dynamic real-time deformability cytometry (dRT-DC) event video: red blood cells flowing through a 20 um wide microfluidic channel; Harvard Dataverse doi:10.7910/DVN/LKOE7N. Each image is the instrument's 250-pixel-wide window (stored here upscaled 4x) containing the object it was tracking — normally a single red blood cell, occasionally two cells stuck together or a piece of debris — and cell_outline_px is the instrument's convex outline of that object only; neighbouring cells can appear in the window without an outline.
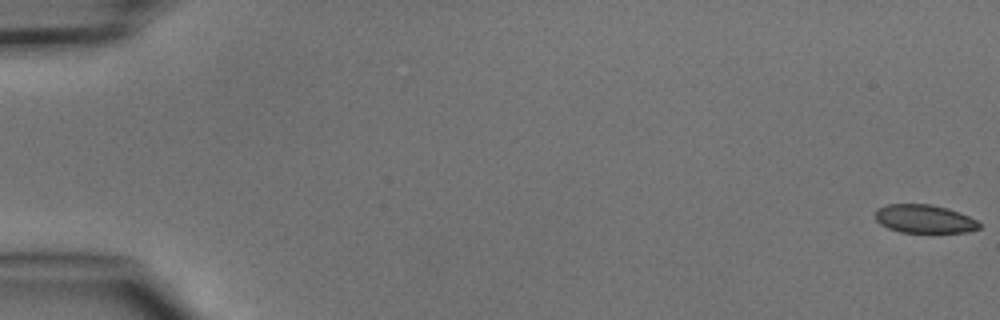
{"species": "common noctule bat (a hibernating species)", "species_latin": "Nyctalus noctula", "temperature_condition": "cold", "stored_images_in_passage": 5, "camera_frame_rate_fps": 3000, "um_per_image_px": 0.085, "animal": {"sex": "male", "body_mass_g": 15.6}, "frame": {"image": 1, "passage_image": 1, "time_ms": 0.0, "image_size_px": [1000, 320], "cell_outline_px": [[980, 228], [968, 232], [900, 232], [888, 228], [880, 224], [876, 220], [876, 208], [888, 204], [932, 204], [948, 208], [960, 212], [976, 220], [980, 224]], "centroid_in_image_um": [78.56, 18.6], "position_along_channel_um": 6.4, "area_um2": 17.22}}
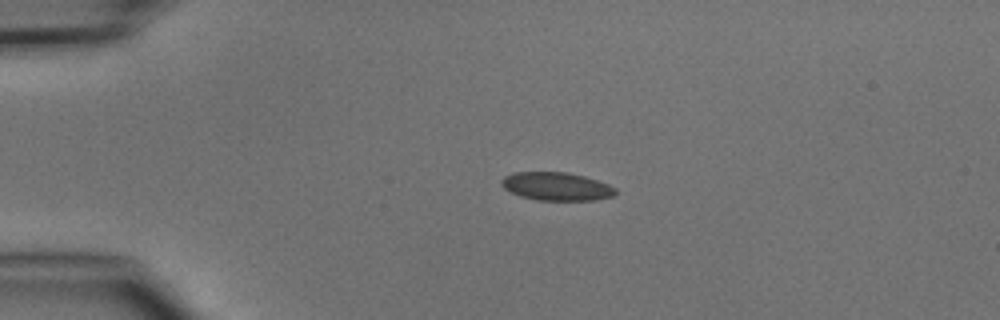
{"frame": {"image": 2, "passage_image": 4, "time_ms": 3.667, "image_size_px": [1000, 320], "cell_outline_px": [[616, 192], [612, 196], [592, 200], [536, 200], [520, 196], [504, 188], [500, 184], [500, 180], [504, 176], [512, 172], [564, 172], [584, 176], [608, 184], [616, 188]], "centroid_in_image_um": [47.25, 15.84], "position_along_channel_um": 37.7, "area_um2": 18.67}}